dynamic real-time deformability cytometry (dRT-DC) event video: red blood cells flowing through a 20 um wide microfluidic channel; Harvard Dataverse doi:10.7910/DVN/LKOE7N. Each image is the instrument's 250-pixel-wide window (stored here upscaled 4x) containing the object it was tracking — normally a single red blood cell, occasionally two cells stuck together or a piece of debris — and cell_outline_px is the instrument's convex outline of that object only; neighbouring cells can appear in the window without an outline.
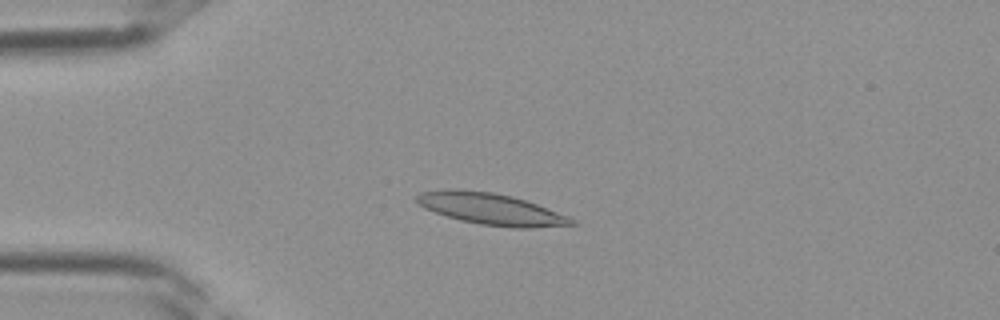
{"species": "Egyptian fruit bat (a non-hibernating species)", "species_latin": "Rousettus aegyptiacus", "temperature_condition": "room temperature", "stored_images_in_passage": 36, "camera_frame_rate_fps": 3000, "um_per_image_px": 0.085, "frame": {"image": 1, "passage_image": 8, "time_ms": 2.333, "image_size_px": [1000, 320], "cell_outline_px": [[580, 224], [532, 228], [512, 228], [480, 224], [460, 220], [424, 208], [416, 200], [416, 196], [420, 192], [448, 188], [460, 188], [492, 192], [512, 196], [536, 204], [568, 216], [576, 220]], "centroid_in_image_um": [41.75, 17.76], "position_along_channel_um": 43.3, "area_um2": 28.55}}
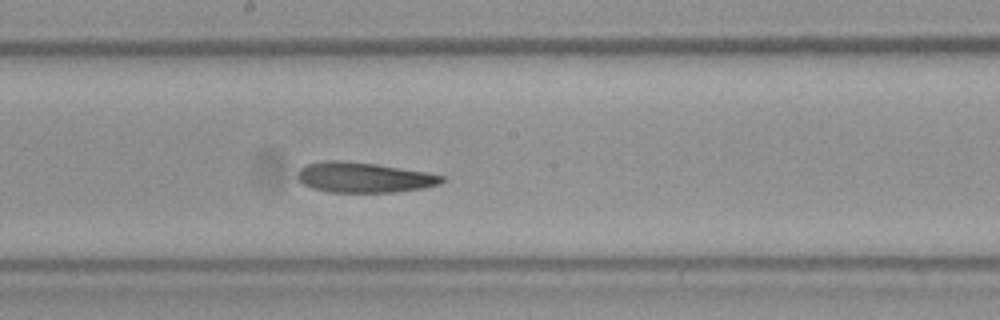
{"frame": {"image": 2, "passage_image": 19, "time_ms": 6.0, "image_size_px": [1000, 320], "cell_outline_px": [[444, 180], [440, 184], [424, 188], [396, 192], [332, 192], [312, 188], [304, 184], [296, 176], [300, 168], [304, 164], [328, 160], [340, 160], [376, 164], [428, 172], [444, 176]], "centroid_in_image_um": [30.94, 15.07], "position_along_channel_um": 217.3, "area_um2": 25.49}}
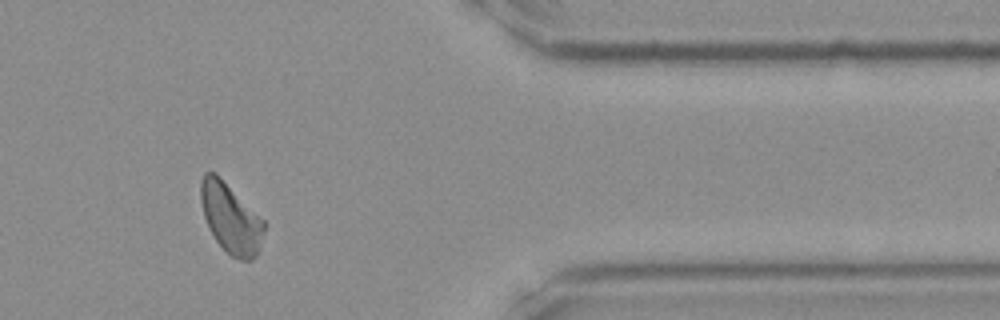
{"frame": {"image": 3, "passage_image": 30, "time_ms": 9.667, "image_size_px": [1000, 320], "cell_outline_px": [[264, 232], [256, 256], [252, 260], [240, 260], [232, 256], [216, 240], [204, 216], [200, 200], [200, 180], [204, 172], [216, 172], [264, 220]], "centroid_in_image_um": [19.6, 18.51], "position_along_channel_um": 391.8, "area_um2": 25.49}}